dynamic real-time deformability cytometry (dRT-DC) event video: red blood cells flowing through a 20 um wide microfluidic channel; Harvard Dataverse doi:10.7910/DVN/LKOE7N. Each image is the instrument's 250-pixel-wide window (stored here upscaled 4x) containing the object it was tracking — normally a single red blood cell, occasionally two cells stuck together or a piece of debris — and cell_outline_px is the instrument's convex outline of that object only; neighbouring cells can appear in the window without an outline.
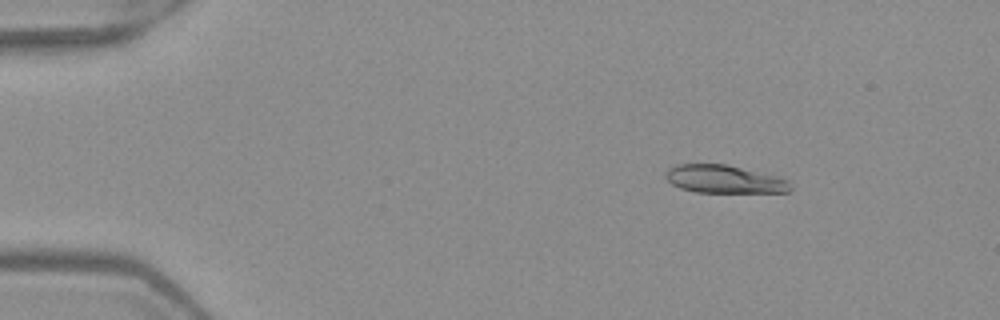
{"species": "Egyptian fruit bat (a non-hibernating species)", "species_latin": "Rousettus aegyptiacus", "temperature_condition": "warm", "stored_images_in_passage": 6, "camera_frame_rate_fps": 3000, "um_per_image_px": 0.085, "frame": {"image": 1, "passage_image": 3, "time_ms": 0.667, "image_size_px": [1000, 320], "cell_outline_px": [[792, 188], [788, 192], [696, 192], [680, 188], [672, 184], [664, 176], [664, 172], [668, 168], [676, 164], [728, 164], [776, 176], [788, 180], [792, 184]], "centroid_in_image_um": [61.54, 15.22], "position_along_channel_um": 23.5, "area_um2": 20.46}}
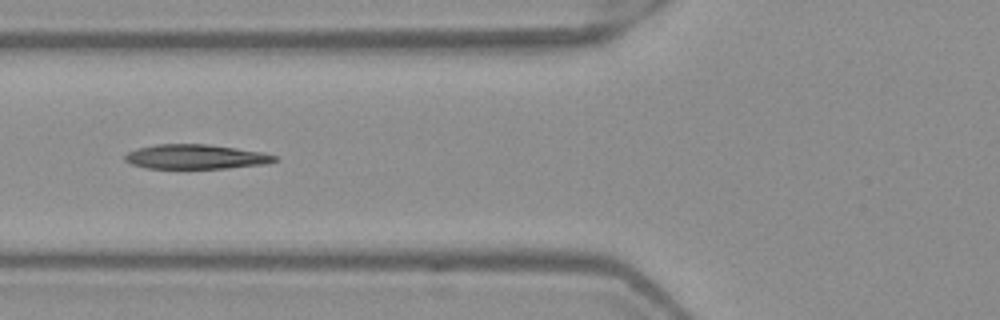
{"frame": {"image": 2, "passage_image": 6, "time_ms": 1.667, "image_size_px": [1000, 320], "cell_outline_px": [[280, 160], [268, 164], [228, 168], [144, 168], [132, 164], [124, 160], [124, 156], [128, 152], [136, 148], [156, 144], [208, 144], [264, 152], [276, 156]], "centroid_in_image_um": [16.67, 13.32], "position_along_channel_um": 109.1, "area_um2": 21.62}}